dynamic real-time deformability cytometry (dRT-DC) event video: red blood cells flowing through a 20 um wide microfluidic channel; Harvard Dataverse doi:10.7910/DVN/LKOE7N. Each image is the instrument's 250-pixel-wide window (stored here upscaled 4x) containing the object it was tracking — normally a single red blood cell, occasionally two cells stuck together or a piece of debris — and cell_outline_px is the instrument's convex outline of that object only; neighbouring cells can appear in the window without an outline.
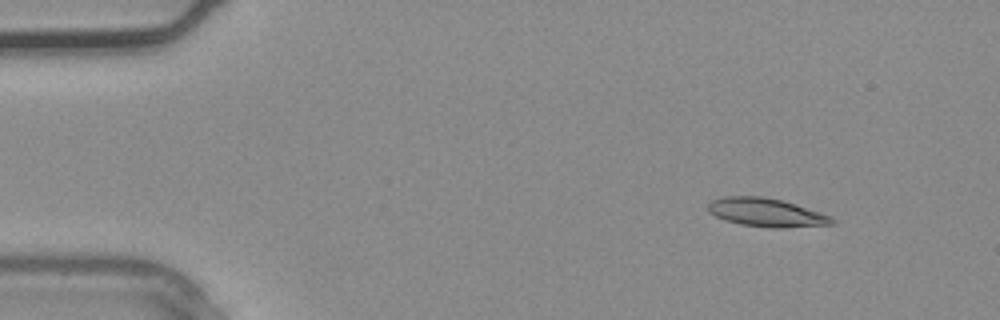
{"species": "common noctule bat (a hibernating species)", "species_latin": "Nyctalus noctula", "temperature_condition": "warm", "stored_images_in_passage": 3, "camera_frame_rate_fps": 3000, "um_per_image_px": 0.085, "animal": {"sex": "male", "body_mass_g": 20.4}, "frame": {"image": 1, "passage_image": 1, "time_ms": 0.0, "image_size_px": [1000, 320], "cell_outline_px": [[836, 224], [784, 228], [768, 228], [740, 224], [724, 220], [708, 212], [708, 204], [712, 200], [724, 196], [764, 196], [796, 204], [832, 216], [836, 220]], "centroid_in_image_um": [65.16, 18.07], "position_along_channel_um": 19.8, "area_um2": 20.81}}
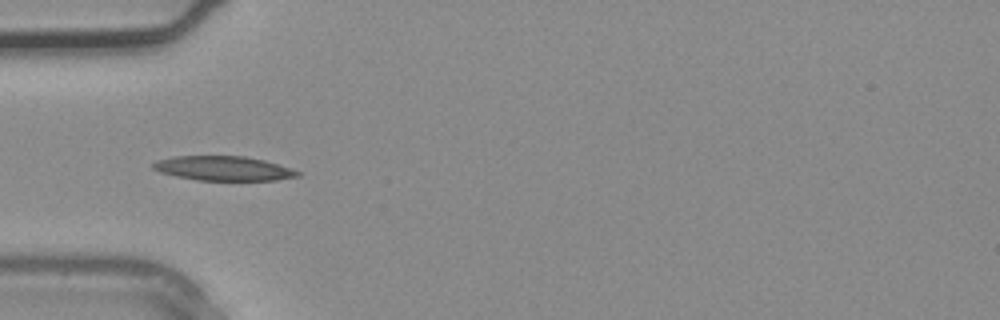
{"frame": {"image": 2, "passage_image": 3, "time_ms": 0.667, "image_size_px": [1000, 320], "cell_outline_px": [[300, 176], [276, 180], [196, 180], [176, 176], [160, 172], [152, 168], [152, 164], [156, 160], [172, 156], [244, 156], [264, 160], [300, 172]], "centroid_in_image_um": [18.94, 14.31], "position_along_channel_um": 66.1, "area_um2": 20.46}}